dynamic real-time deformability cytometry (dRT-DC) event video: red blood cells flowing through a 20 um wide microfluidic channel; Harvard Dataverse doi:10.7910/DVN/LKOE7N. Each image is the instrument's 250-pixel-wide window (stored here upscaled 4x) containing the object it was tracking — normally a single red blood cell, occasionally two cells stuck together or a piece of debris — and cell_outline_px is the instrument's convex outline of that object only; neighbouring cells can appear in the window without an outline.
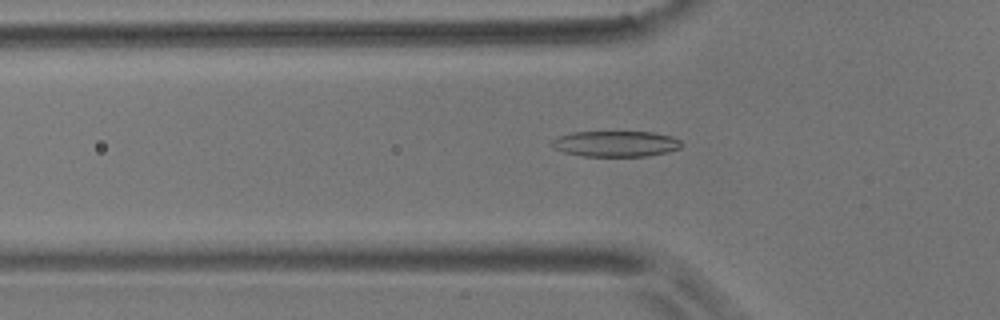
{"species": "common noctule bat (a hibernating species)", "species_latin": "Nyctalus noctula", "temperature_condition": "room temperature", "stored_images_in_passage": 42, "camera_frame_rate_fps": 3000, "um_per_image_px": 0.085, "animal": {"sex": "male", "body_mass_g": 17.9}, "frame": {"image": 1, "passage_image": 4, "time_ms": 1.0, "image_size_px": [1000, 320], "cell_outline_px": [[680, 148], [668, 152], [648, 156], [584, 156], [564, 152], [552, 148], [548, 144], [552, 140], [560, 136], [572, 132], [652, 132], [672, 136], [680, 140]], "centroid_in_image_um": [52.3, 12.22], "position_along_channel_um": 73.5, "area_um2": 19.54}}
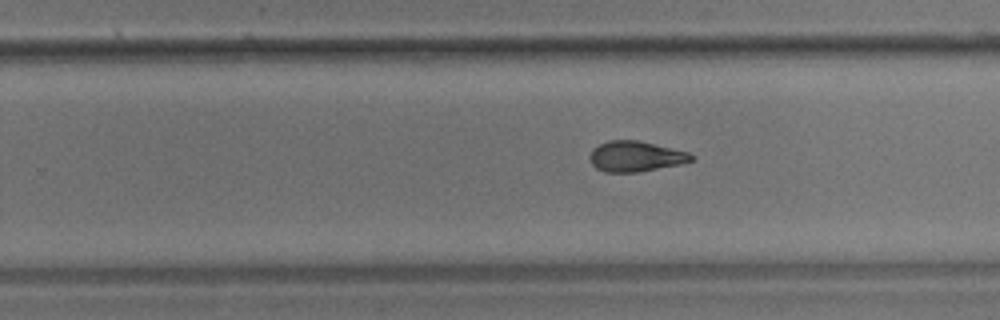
{"frame": {"image": 2, "passage_image": 21, "time_ms": 6.667, "image_size_px": [1000, 320], "cell_outline_px": [[692, 160], [680, 164], [636, 172], [604, 172], [596, 168], [592, 164], [592, 148], [608, 140], [636, 140], [688, 152], [692, 156]], "centroid_in_image_um": [54.0, 13.29], "position_along_channel_um": 275.8, "area_um2": 17.57}}
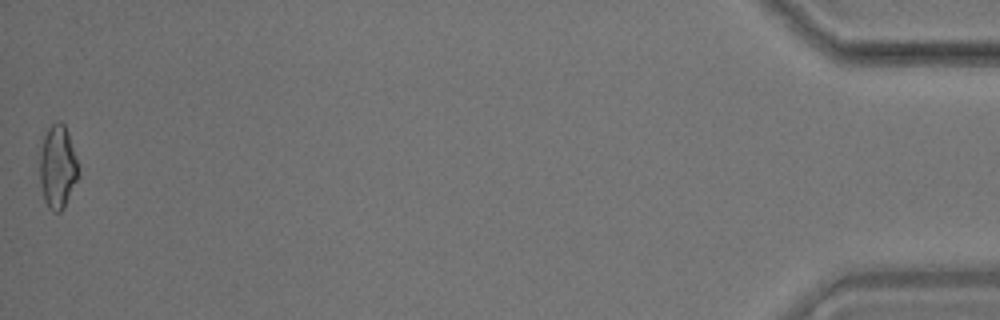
{"frame": {"image": 3, "passage_image": 42, "time_ms": 13.667, "image_size_px": [1000, 320], "cell_outline_px": [[80, 176], [64, 208], [60, 212], [52, 212], [48, 208], [44, 200], [40, 184], [40, 152], [44, 136], [48, 128], [56, 120], [60, 120], [64, 124], [68, 132], [76, 160]], "centroid_in_image_um": [4.9, 14.22], "position_along_channel_um": 430.3, "area_um2": 18.9}, "authors_computed_cell_mechanics": {"area_um2": 18.3804, "velocity_mm_per_s": 3.5534, "shape_relaxation_time_tau1_ms": 6.922, "shape_relaxation_time_tau2_ms": 3.2732, "deformation_change_tau1": 0.2073, "deformation_change_tau2": 0.11}}